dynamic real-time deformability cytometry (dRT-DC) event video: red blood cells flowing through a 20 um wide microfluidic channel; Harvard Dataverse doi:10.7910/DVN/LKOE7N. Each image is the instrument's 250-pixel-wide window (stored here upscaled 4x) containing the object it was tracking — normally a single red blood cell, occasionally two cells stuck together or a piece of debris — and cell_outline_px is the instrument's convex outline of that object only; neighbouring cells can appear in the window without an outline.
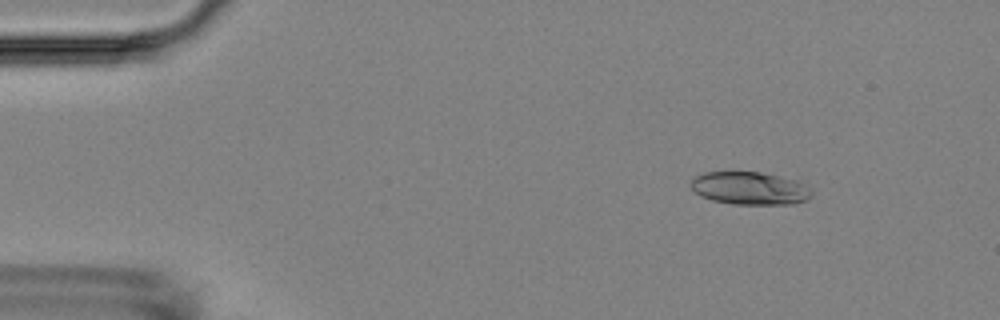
{"species": "Egyptian fruit bat (a non-hibernating species)", "species_latin": "Rousettus aegyptiacus", "temperature_condition": "room temperature", "stored_images_in_passage": 6, "camera_frame_rate_fps": 3000, "um_per_image_px": 0.085, "animal": {"sex": "female"}, "frame": {"image": 1, "passage_image": 2, "time_ms": 1.333, "image_size_px": [1000, 320], "cell_outline_px": [[812, 196], [808, 200], [796, 204], [732, 204], [712, 200], [700, 196], [692, 188], [692, 180], [696, 176], [704, 172], [760, 172], [800, 180], [812, 188]], "centroid_in_image_um": [63.82, 16.01], "position_along_channel_um": 21.2, "area_um2": 23.41}}